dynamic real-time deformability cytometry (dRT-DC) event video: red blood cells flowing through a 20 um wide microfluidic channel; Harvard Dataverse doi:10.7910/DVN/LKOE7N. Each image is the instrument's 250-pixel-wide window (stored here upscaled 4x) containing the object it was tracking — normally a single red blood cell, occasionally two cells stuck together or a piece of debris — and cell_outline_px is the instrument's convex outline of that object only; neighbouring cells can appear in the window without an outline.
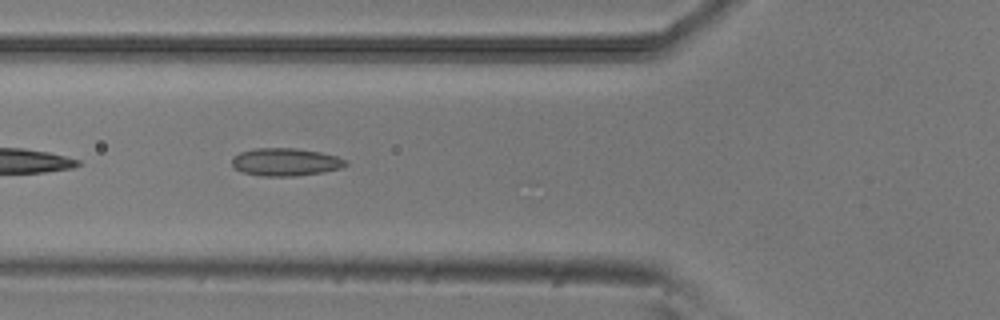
{"species": "common noctule bat (a hibernating species)", "species_latin": "Nyctalus noctula", "temperature_condition": "room temperature", "stored_images_in_passage": 37, "camera_frame_rate_fps": 3000, "um_per_image_px": 0.085, "animal": {"sex": "male", "body_mass_g": 20.5, "forearm_length_mm": 52.5}, "frame": {"image": 1, "passage_image": 4, "time_ms": 1.0, "image_size_px": [1000, 320], "cell_outline_px": [[348, 164], [340, 168], [324, 172], [296, 176], [264, 176], [244, 172], [236, 168], [232, 164], [232, 156], [240, 152], [256, 148], [296, 148], [320, 152], [336, 156], [344, 160]], "centroid_in_image_um": [24.26, 13.76], "position_along_channel_um": 101.5, "area_um2": 18.26}}
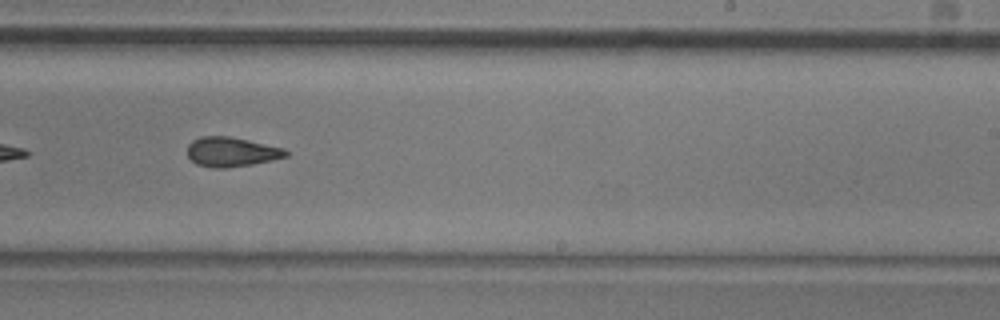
{"frame": {"image": 2, "passage_image": 17, "time_ms": 5.333, "image_size_px": [1000, 320], "cell_outline_px": [[288, 156], [272, 160], [252, 164], [228, 168], [212, 168], [196, 164], [188, 156], [188, 144], [192, 140], [200, 136], [228, 136], [248, 140], [284, 148], [288, 152]], "centroid_in_image_um": [19.66, 12.91], "position_along_channel_um": 269.3, "area_um2": 16.99}}
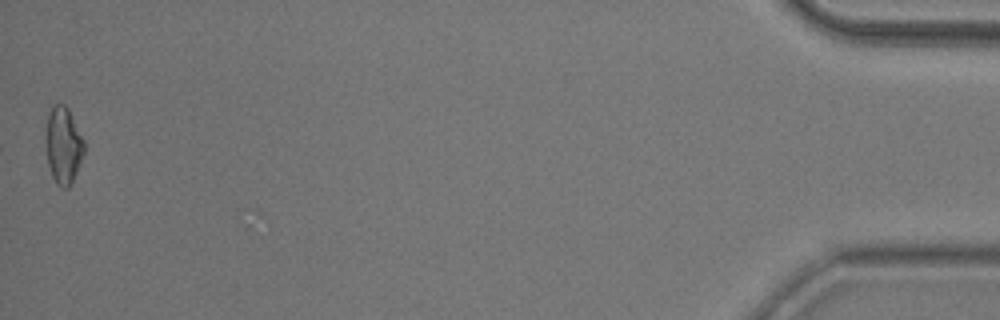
{"frame": {"image": 3, "passage_image": 37, "time_ms": 12.0, "image_size_px": [1000, 320], "cell_outline_px": [[84, 152], [76, 172], [68, 188], [60, 188], [56, 184], [52, 176], [48, 164], [48, 116], [52, 108], [56, 104], [64, 104], [68, 108], [84, 140]], "centroid_in_image_um": [5.42, 12.38], "position_along_channel_um": 429.8, "area_um2": 16.42}, "authors_computed_cell_mechanics": {"area_um2": 16.9354, "velocity_mm_per_s": 3.8649, "shape_relaxation_time_tau1_ms": 7.1293, "shape_relaxation_time_tau2_ms": 3.6045, "deformation_change_tau1": 0.1577, "deformation_change_tau2": 0.126}}